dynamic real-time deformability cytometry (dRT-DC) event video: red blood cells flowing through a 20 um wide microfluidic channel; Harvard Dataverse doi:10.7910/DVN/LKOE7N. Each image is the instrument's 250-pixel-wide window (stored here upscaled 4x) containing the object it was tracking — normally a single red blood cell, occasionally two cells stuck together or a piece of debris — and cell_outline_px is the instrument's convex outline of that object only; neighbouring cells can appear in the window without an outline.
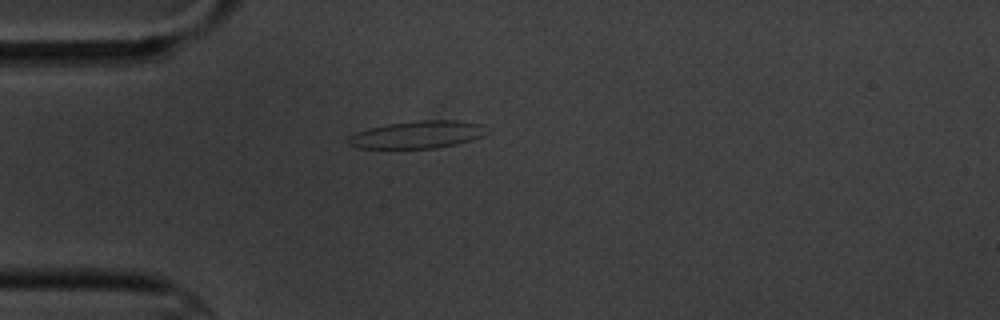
{"species": "common noctule bat (a hibernating species)", "species_latin": "Nyctalus noctula", "temperature_condition": "cold", "stored_images_in_passage": 1, "camera_frame_rate_fps": 3000, "um_per_image_px": 0.085, "animal": {"sex": "male", "body_mass_g": 20.1, "forearm_length_mm": 53.5}, "frame": {"image": 1, "passage_image": 1, "time_ms": 0.0, "image_size_px": [1000, 320], "cell_outline_px": [[488, 132], [472, 140], [456, 144], [436, 148], [356, 148], [348, 144], [348, 136], [368, 128], [388, 124], [420, 120], [456, 120], [480, 124]], "centroid_in_image_um": [35.45, 11.44], "position_along_channel_um": 49.5, "area_um2": 21.96}}